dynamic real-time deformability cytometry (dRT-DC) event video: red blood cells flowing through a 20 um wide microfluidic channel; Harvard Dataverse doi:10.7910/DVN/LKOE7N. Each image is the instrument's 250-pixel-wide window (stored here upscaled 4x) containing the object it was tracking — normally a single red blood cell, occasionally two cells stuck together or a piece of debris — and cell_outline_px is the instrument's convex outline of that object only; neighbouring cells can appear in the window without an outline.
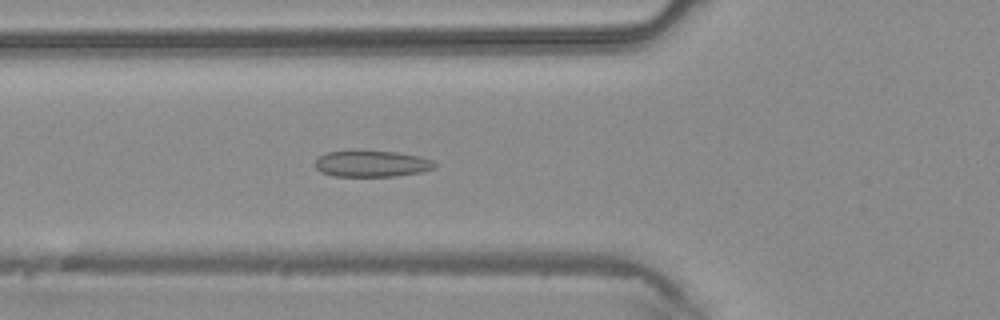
{"species": "common noctule bat (a hibernating species)", "species_latin": "Nyctalus noctula", "temperature_condition": "warm", "stored_images_in_passage": 44, "camera_frame_rate_fps": 3000, "um_per_image_px": 0.085, "animal": {"sex": "male", "body_mass_g": 20.4}, "frame": {"image": 1, "passage_image": 16, "time_ms": 5.0, "image_size_px": [1000, 320], "cell_outline_px": [[436, 168], [420, 172], [396, 176], [332, 176], [320, 172], [316, 168], [316, 160], [324, 152], [356, 148], [400, 152], [420, 156], [432, 160], [436, 164]], "centroid_in_image_um": [31.57, 13.87], "position_along_channel_um": 94.2, "area_um2": 19.19}}
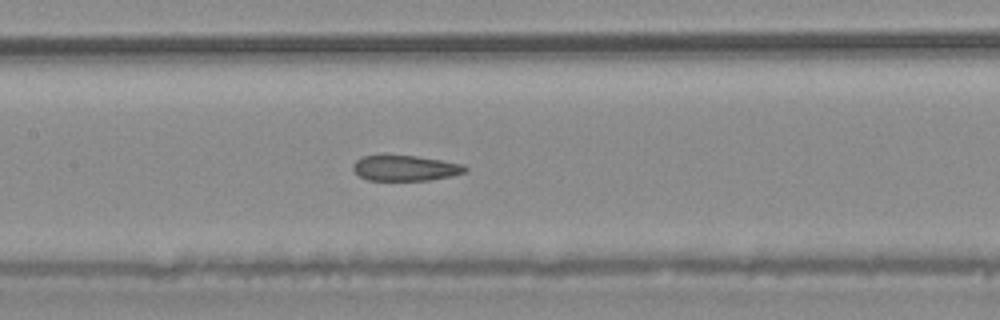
{"frame": {"image": 2, "passage_image": 21, "time_ms": 6.667, "image_size_px": [1000, 320], "cell_outline_px": [[468, 168], [464, 172], [452, 176], [428, 180], [368, 180], [360, 176], [352, 168], [352, 164], [360, 156], [416, 156], [464, 164]], "centroid_in_image_um": [34.44, 14.29], "position_along_channel_um": 173.0, "area_um2": 16.47}}
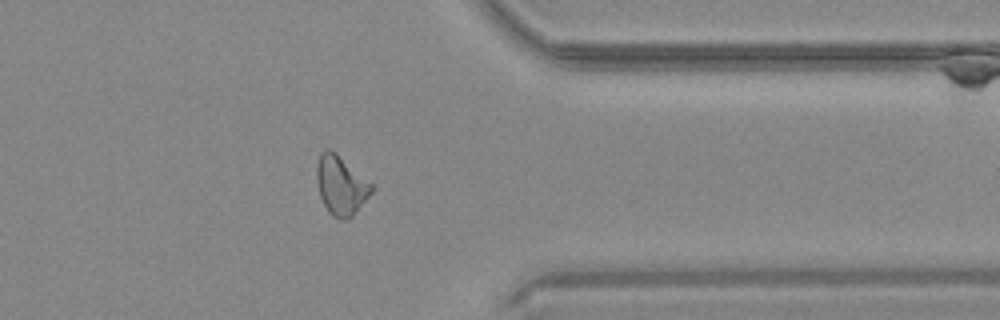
{"frame": {"image": 3, "passage_image": 35, "time_ms": 11.333, "image_size_px": [1000, 320], "cell_outline_px": [[372, 192], [352, 216], [348, 220], [344, 220], [332, 216], [328, 212], [320, 196], [316, 180], [316, 168], [320, 152], [324, 148], [328, 148], [336, 152], [372, 184]], "centroid_in_image_um": [28.94, 15.74], "position_along_channel_um": 382.5, "area_um2": 18.84}}